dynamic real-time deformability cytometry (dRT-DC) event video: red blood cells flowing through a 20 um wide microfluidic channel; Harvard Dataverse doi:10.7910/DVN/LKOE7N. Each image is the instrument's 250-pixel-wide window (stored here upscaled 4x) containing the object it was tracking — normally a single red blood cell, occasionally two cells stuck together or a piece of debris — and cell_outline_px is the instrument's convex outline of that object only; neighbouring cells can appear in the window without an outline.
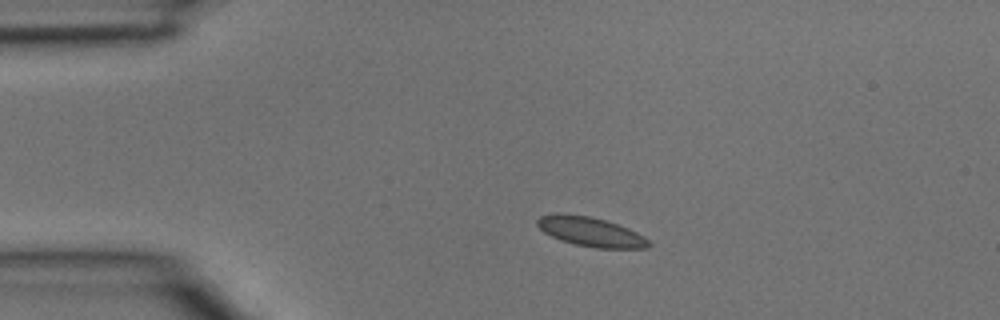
{"species": "common noctule bat (a hibernating species)", "species_latin": "Nyctalus noctula", "temperature_condition": "room temperature", "stored_images_in_passage": 2, "camera_frame_rate_fps": 3000, "um_per_image_px": 0.085, "animal": {"sex": "male", "body_mass_g": 15.6}, "frame": {"image": 1, "passage_image": 1, "time_ms": 0.0, "image_size_px": [1000, 320], "cell_outline_px": [[652, 244], [648, 248], [596, 248], [576, 244], [560, 240], [544, 232], [536, 224], [536, 220], [540, 216], [556, 212], [564, 212], [588, 216], [604, 220], [628, 228], [644, 236]], "centroid_in_image_um": [50.18, 19.68], "position_along_channel_um": 34.8, "area_um2": 19.13}}